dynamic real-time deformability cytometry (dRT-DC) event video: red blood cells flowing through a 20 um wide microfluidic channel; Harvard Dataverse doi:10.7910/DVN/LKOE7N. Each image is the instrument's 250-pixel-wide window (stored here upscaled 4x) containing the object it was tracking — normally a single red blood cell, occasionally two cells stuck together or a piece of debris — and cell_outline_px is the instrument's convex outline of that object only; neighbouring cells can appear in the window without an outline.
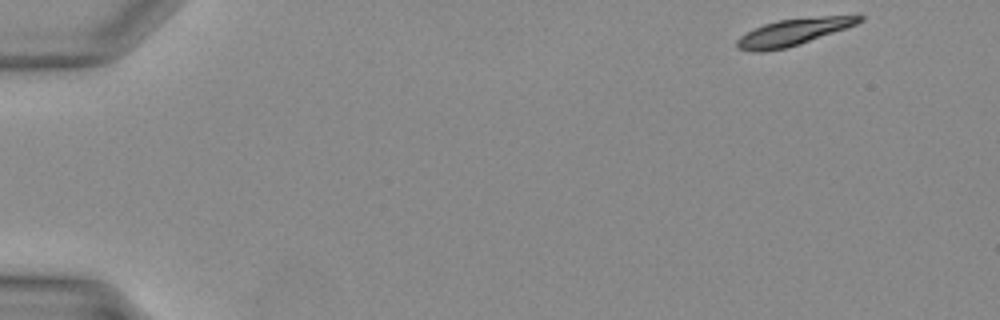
{"species": "Egyptian fruit bat (a non-hibernating species)", "species_latin": "Rousettus aegyptiacus", "temperature_condition": "warm", "stored_images_in_passage": 38, "segment_of_instrument_passage": [1, 2], "camera_frame_rate_fps": 3000, "um_per_image_px": 0.085, "animal": {"sex": "female"}, "frame": {"image": 1, "passage_image": 1, "time_ms": 0.0, "image_size_px": [1000, 320], "cell_outline_px": [[864, 20], [856, 24], [784, 48], [764, 52], [752, 52], [736, 48], [736, 40], [740, 36], [764, 24], [776, 20], [824, 16], [864, 16]], "centroid_in_image_um": [67.34, 2.73], "position_along_channel_um": 17.7, "area_um2": 18.44}}
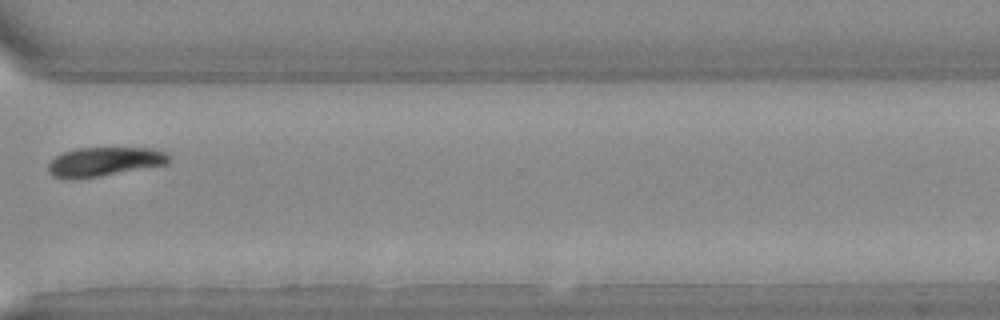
{"frame": {"image": 2, "passage_image": 28, "time_ms": 9.0, "image_size_px": [1000, 320], "cell_outline_px": [[168, 164], [100, 176], [52, 176], [48, 172], [48, 164], [56, 156], [64, 152], [76, 148], [156, 148], [168, 152]], "centroid_in_image_um": [8.95, 13.7], "position_along_channel_um": 361.6, "area_um2": 19.88}}
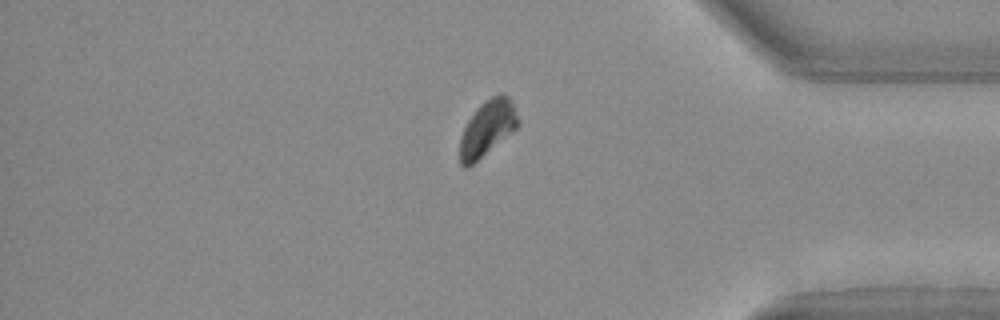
{"frame": {"image": 3, "passage_image": 31, "time_ms": 10.0, "image_size_px": [1000, 320], "cell_outline_px": [[520, 124], [516, 128], [468, 168], [464, 168], [460, 164], [460, 136], [468, 120], [476, 108], [480, 104], [492, 96], [500, 92], [508, 96], [520, 120]], "centroid_in_image_um": [41.41, 10.89], "position_along_channel_um": 393.8, "area_um2": 18.67}}